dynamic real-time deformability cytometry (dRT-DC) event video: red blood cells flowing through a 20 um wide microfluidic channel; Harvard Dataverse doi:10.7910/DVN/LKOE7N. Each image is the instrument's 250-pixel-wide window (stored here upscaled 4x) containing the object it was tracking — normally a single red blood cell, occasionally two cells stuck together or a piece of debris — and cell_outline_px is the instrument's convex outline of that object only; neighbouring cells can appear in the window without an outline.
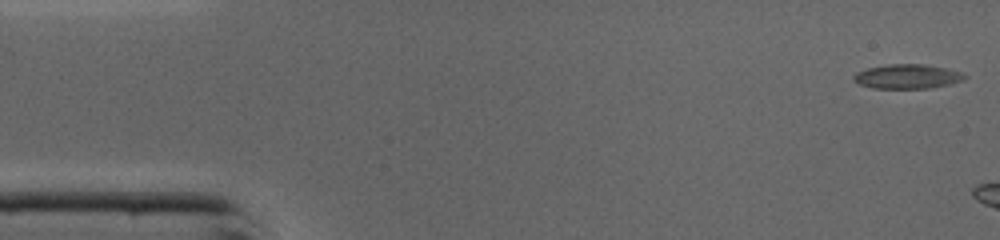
{"species": "common noctule bat (a hibernating species)", "species_latin": "Nyctalus noctula", "temperature_condition": "cold", "stored_images_in_passage": 30, "camera_frame_rate_fps": 3000, "um_per_image_px": 0.085, "animal": {"sex": "male", "body_mass_g": 19.0, "forearm_length_mm": 50.8}, "frame": {"image": 1, "passage_image": 1, "time_ms": 0.0, "image_size_px": [1000, 240], "cell_outline_px": [[968, 76], [964, 80], [948, 84], [928, 88], [872, 88], [860, 84], [852, 80], [852, 76], [856, 72], [868, 68], [888, 64], [924, 64], [944, 68], [960, 72]], "centroid_in_image_um": [77.09, 6.5], "position_along_channel_um": 7.9, "area_um2": 15.66}}
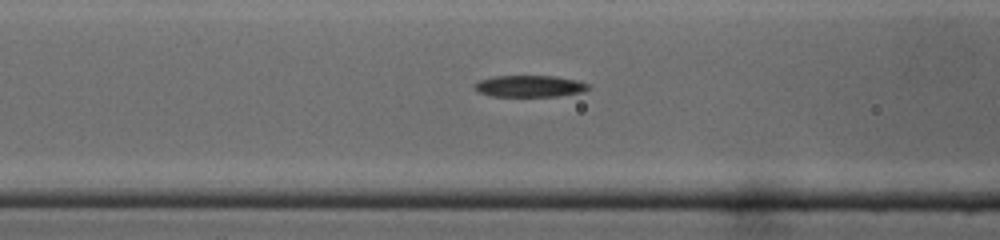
{"frame": {"image": 2, "passage_image": 17, "time_ms": 5.333, "image_size_px": [1000, 240], "cell_outline_px": [[588, 88], [580, 92], [556, 96], [492, 96], [480, 92], [476, 88], [476, 84], [480, 80], [492, 76], [556, 76], [576, 80], [588, 84]], "centroid_in_image_um": [45.01, 7.31], "position_along_channel_um": 121.6, "area_um2": 13.99}}
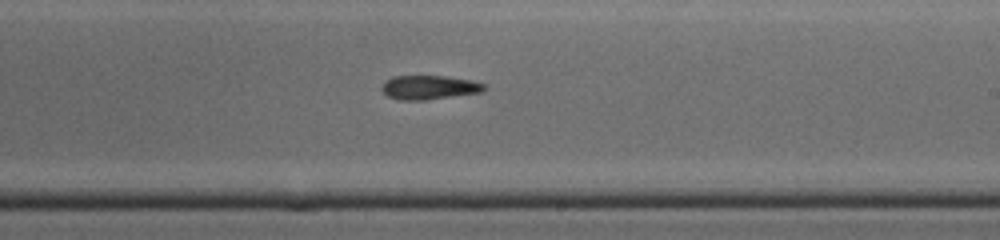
{"frame": {"image": 3, "passage_image": 26, "time_ms": 8.333, "image_size_px": [1000, 240], "cell_outline_px": [[488, 88], [480, 92], [424, 100], [400, 100], [388, 96], [384, 92], [384, 80], [392, 76], [444, 76], [472, 80], [488, 84]], "centroid_in_image_um": [36.53, 7.42], "position_along_channel_um": 252.5, "area_um2": 14.28}}